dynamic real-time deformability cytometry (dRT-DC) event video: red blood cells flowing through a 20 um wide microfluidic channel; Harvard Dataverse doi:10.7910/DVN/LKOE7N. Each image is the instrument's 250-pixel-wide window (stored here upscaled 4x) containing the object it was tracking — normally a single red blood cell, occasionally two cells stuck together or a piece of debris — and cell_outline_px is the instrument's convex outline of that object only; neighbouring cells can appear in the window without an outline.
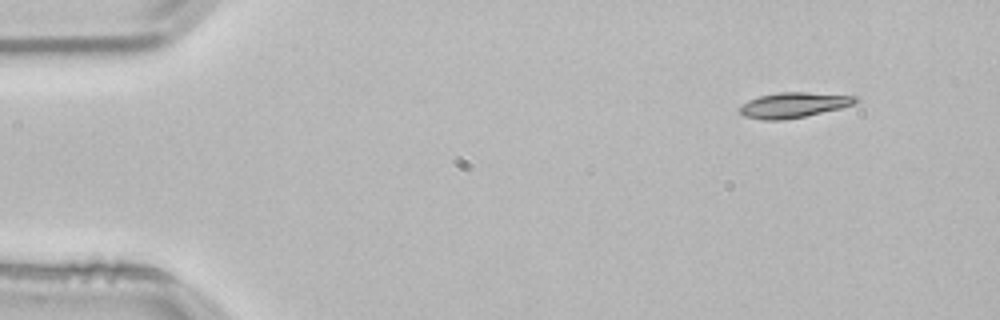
{"species": "common noctule bat (a hibernating species)", "species_latin": "Nyctalus noctula", "temperature_condition": "room temperature", "stored_images_in_passage": 49, "camera_frame_rate_fps": 3000, "um_per_image_px": 0.085, "animal": {"sex": "male", "body_mass_g": 21.5, "forearm_length_mm": 52.0}, "frame": {"image": 1, "passage_image": 1, "time_ms": 0.0, "image_size_px": [1000, 320], "cell_outline_px": [[860, 100], [856, 104], [840, 108], [804, 116], [784, 120], [764, 120], [744, 116], [740, 112], [740, 104], [748, 100], [760, 96], [780, 92], [808, 92], [860, 96]], "centroid_in_image_um": [67.5, 8.92], "position_along_channel_um": 17.5, "area_um2": 17.17}}
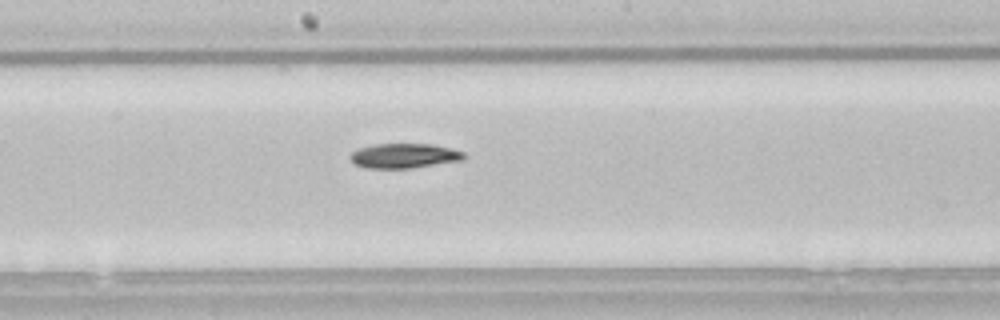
{"frame": {"image": 2, "passage_image": 24, "time_ms": 7.667, "image_size_px": [1000, 320], "cell_outline_px": [[464, 160], [412, 168], [364, 168], [356, 164], [348, 156], [352, 152], [360, 148], [372, 144], [432, 144], [452, 148], [464, 152]], "centroid_in_image_um": [34.36, 13.24], "position_along_channel_um": 213.8, "area_um2": 16.42}}
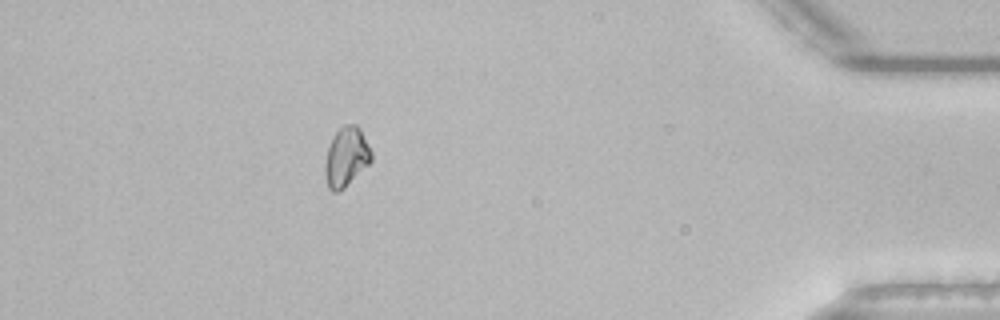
{"frame": {"image": 3, "passage_image": 43, "time_ms": 14.0, "image_size_px": [1000, 320], "cell_outline_px": [[372, 160], [344, 188], [336, 192], [332, 192], [328, 188], [324, 172], [324, 164], [328, 148], [332, 136], [344, 124], [356, 124], [360, 128], [372, 152]], "centroid_in_image_um": [29.41, 13.33], "position_along_channel_um": 405.8, "area_um2": 16.01}, "authors_computed_cell_mechanics": {"area_um2": 16.3574, "velocity_mm_per_s": 3.8363, "shape_relaxation_time_tau1_ms": 3.9055, "shape_relaxation_time_tau2_ms": null, "deformation_change_tau1": 0.1127, "deformation_change_tau2": null}}